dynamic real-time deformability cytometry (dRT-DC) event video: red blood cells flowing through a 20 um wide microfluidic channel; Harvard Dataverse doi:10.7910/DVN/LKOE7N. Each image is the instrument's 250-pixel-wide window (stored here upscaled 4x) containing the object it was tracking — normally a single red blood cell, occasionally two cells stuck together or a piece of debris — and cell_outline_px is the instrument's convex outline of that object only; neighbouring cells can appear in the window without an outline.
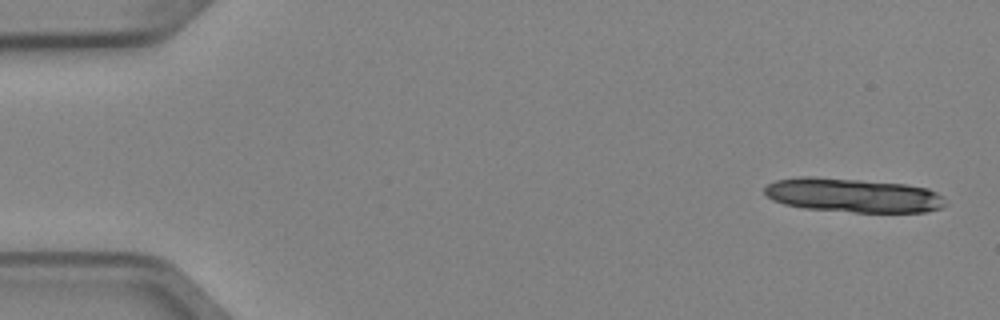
{"species": "Egyptian fruit bat (a non-hibernating species)", "species_latin": "Rousettus aegyptiacus", "temperature_condition": "cold", "stored_images_in_passage": 5, "camera_frame_rate_fps": 3000, "um_per_image_px": 0.085, "animal": {"sex": "female"}, "frame": {"image": 1, "passage_image": 1, "time_ms": 0.0, "image_size_px": [1000, 320], "cell_outline_px": [[948, 204], [940, 208], [928, 212], [852, 212], [804, 208], [784, 204], [772, 200], [764, 196], [764, 188], [768, 184], [776, 180], [800, 176], [812, 176], [860, 180], [904, 184], [928, 188], [944, 196]], "centroid_in_image_um": [72.51, 16.6], "position_along_channel_um": 12.5, "area_um2": 36.24}}
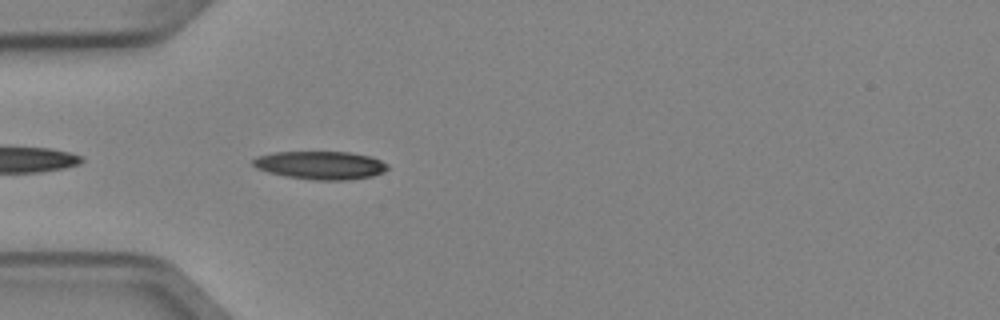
{"frame": {"image": 2, "passage_image": 5, "time_ms": 1.333, "image_size_px": [1000, 320], "cell_outline_px": [[388, 168], [384, 172], [372, 176], [348, 180], [312, 180], [288, 176], [268, 172], [256, 168], [252, 164], [252, 160], [256, 156], [276, 152], [348, 152], [368, 156], [380, 160], [388, 164]], "centroid_in_image_um": [27.23, 14.04], "position_along_channel_um": 57.8, "area_um2": 22.02}}